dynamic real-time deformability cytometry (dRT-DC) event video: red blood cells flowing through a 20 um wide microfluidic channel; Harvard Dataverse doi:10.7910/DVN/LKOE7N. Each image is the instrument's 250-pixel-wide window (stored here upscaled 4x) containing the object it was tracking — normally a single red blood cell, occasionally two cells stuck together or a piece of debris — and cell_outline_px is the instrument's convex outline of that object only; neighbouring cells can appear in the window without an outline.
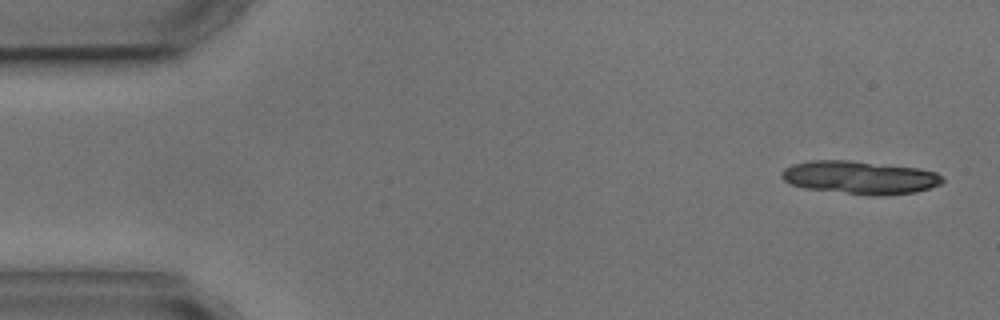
{"species": "common noctule bat (a hibernating species)", "species_latin": "Nyctalus noctula", "temperature_condition": "cold", "stored_images_in_passage": 5, "segment_of_instrument_passage": [2, 2], "camera_frame_rate_fps": 3000, "um_per_image_px": 0.085, "animal": {"sex": "male", "body_mass_g": 17.9, "forearm_length_mm": 54.2}, "frame": {"image": 1, "passage_image": 5, "time_ms": 6.0, "image_size_px": [1000, 320], "cell_outline_px": [[944, 180], [940, 184], [916, 192], [880, 196], [872, 196], [804, 188], [788, 184], [780, 176], [780, 172], [784, 168], [792, 164], [808, 160], [848, 160], [920, 168], [936, 172]], "centroid_in_image_um": [73.04, 15.08], "position_along_channel_um": 12.0, "area_um2": 31.27}}